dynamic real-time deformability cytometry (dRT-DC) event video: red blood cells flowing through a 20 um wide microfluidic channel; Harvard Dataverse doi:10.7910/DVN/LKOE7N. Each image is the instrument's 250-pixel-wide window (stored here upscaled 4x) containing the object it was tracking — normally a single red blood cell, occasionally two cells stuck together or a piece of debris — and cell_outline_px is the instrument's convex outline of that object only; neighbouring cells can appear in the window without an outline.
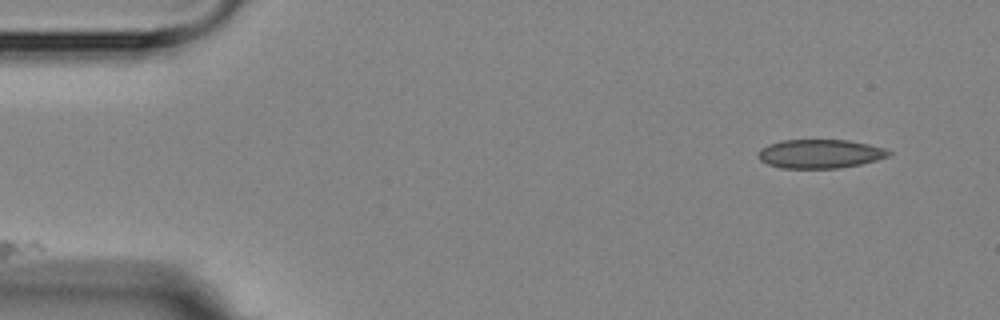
{"species": "Egyptian fruit bat (a non-hibernating species)", "species_latin": "Rousettus aegyptiacus", "temperature_condition": "room temperature", "stored_images_in_passage": 4, "camera_frame_rate_fps": 3000, "um_per_image_px": 0.085, "animal": {"sex": "female"}, "frame": {"image": 1, "passage_image": 1, "time_ms": 0.0, "image_size_px": [1000, 320], "cell_outline_px": [[892, 152], [888, 156], [876, 160], [860, 164], [836, 168], [780, 168], [768, 164], [760, 160], [760, 148], [768, 144], [784, 140], [848, 140], [868, 144], [884, 148]], "centroid_in_image_um": [69.7, 13.07], "position_along_channel_um": 15.3, "area_um2": 21.73}}